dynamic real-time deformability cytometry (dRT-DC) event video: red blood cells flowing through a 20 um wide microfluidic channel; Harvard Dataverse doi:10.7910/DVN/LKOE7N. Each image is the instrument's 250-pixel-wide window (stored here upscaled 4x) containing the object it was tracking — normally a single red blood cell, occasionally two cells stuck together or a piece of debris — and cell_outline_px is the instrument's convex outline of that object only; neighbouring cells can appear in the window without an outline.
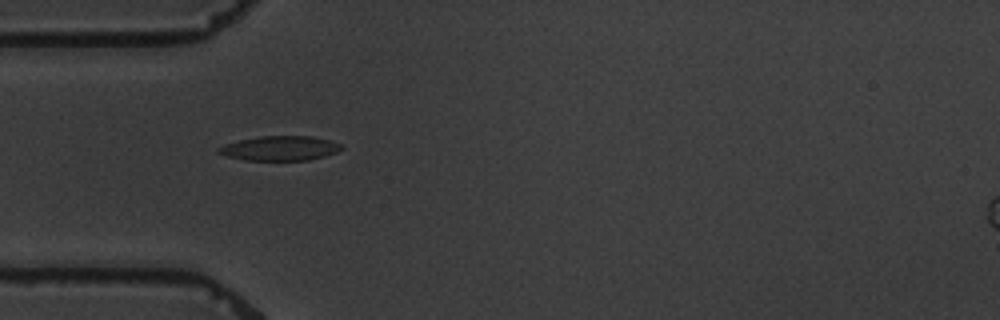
{"species": "common noctule bat (a hibernating species)", "species_latin": "Nyctalus noctula", "temperature_condition": "warm", "stored_images_in_passage": 1, "camera_frame_rate_fps": 3000, "um_per_image_px": 0.085, "animal": {"sex": "male", "body_mass_g": 19.5, "forearm_length_mm": 54.6}, "frame": {"image": 1, "passage_image": 1, "time_ms": 0.0, "image_size_px": [1000, 320], "cell_outline_px": [[344, 148], [336, 152], [324, 156], [308, 160], [244, 160], [228, 156], [216, 152], [216, 148], [224, 144], [240, 140], [260, 136], [312, 136], [328, 140], [340, 144]], "centroid_in_image_um": [23.77, 12.6], "position_along_channel_um": 61.2, "area_um2": 17.51}}